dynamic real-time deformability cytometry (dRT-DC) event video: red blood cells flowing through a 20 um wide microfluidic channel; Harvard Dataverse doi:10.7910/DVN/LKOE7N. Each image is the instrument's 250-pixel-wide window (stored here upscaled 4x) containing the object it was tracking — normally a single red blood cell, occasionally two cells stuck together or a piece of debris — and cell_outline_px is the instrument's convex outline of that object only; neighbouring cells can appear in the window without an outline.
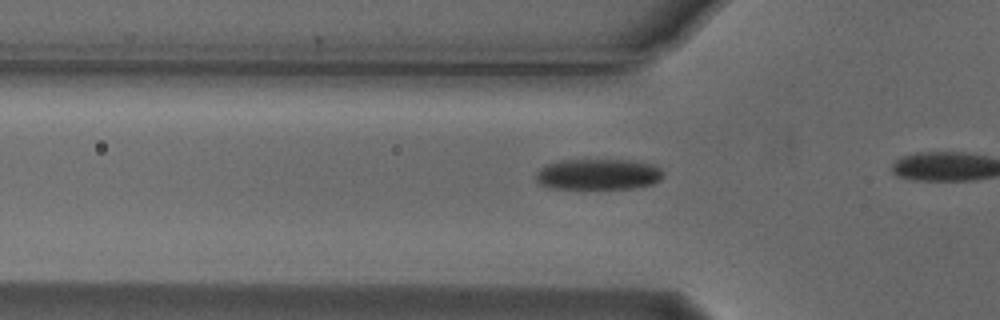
{"species": "Egyptian fruit bat (a non-hibernating species)", "species_latin": "Rousettus aegyptiacus", "temperature_condition": "cold", "stored_images_in_passage": 10, "camera_frame_rate_fps": 3000, "um_per_image_px": 0.085, "animal": {"sex": "male"}, "frame": {"image": 1, "passage_image": 7, "time_ms": 2.0, "image_size_px": [1000, 320], "cell_outline_px": [[664, 176], [660, 180], [652, 184], [632, 188], [552, 188], [540, 184], [536, 180], [536, 172], [540, 168], [548, 164], [560, 160], [628, 160], [652, 164], [660, 168], [664, 172]], "centroid_in_image_um": [50.86, 14.81], "position_along_channel_um": 74.9, "area_um2": 22.83}}